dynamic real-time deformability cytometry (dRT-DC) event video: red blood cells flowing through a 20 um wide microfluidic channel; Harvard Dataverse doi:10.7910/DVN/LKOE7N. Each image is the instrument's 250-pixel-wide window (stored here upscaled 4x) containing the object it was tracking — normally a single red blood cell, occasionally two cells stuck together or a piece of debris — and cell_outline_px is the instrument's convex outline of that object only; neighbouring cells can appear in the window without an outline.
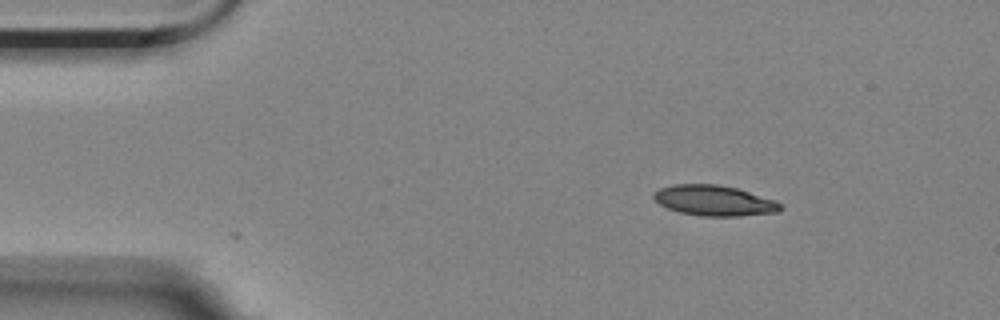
{"species": "Egyptian fruit bat (a non-hibernating species)", "species_latin": "Rousettus aegyptiacus", "temperature_condition": "room temperature", "stored_images_in_passage": 2, "camera_frame_rate_fps": 3000, "um_per_image_px": 0.085, "animal": {"sex": "female"}, "frame": {"image": 1, "passage_image": 2, "time_ms": 0.333, "image_size_px": [1000, 320], "cell_outline_px": [[780, 208], [776, 212], [740, 216], [700, 216], [680, 212], [668, 208], [660, 204], [652, 196], [652, 192], [660, 188], [672, 184], [720, 184], [736, 188], [776, 200], [780, 204]], "centroid_in_image_um": [60.66, 17.04], "position_along_channel_um": 24.3, "area_um2": 22.43}}